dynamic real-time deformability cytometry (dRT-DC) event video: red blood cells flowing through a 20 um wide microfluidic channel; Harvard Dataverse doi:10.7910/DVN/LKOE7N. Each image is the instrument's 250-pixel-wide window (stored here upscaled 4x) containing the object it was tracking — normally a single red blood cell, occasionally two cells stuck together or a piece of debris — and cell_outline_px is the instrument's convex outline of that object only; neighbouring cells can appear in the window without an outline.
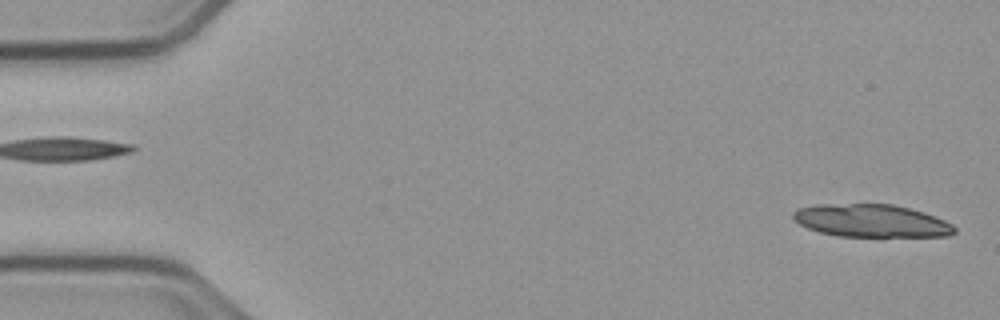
{"species": "common noctule bat (a hibernating species)", "species_latin": "Nyctalus noctula", "temperature_condition": "cold", "stored_images_in_passage": 53, "camera_frame_rate_fps": 3000, "um_per_image_px": 0.085, "animal": {"sex": "male", "body_mass_g": 23.1, "forearm_length_mm": 52.7}, "frame": {"image": 1, "passage_image": 1, "time_ms": 0.0, "image_size_px": [1000, 320], "cell_outline_px": [[956, 232], [948, 236], [836, 236], [820, 232], [808, 228], [800, 224], [792, 216], [792, 212], [796, 208], [816, 204], [892, 204], [924, 212], [944, 220], [952, 224], [956, 228]], "centroid_in_image_um": [74.04, 18.76], "position_along_channel_um": 11.0, "area_um2": 30.75}}
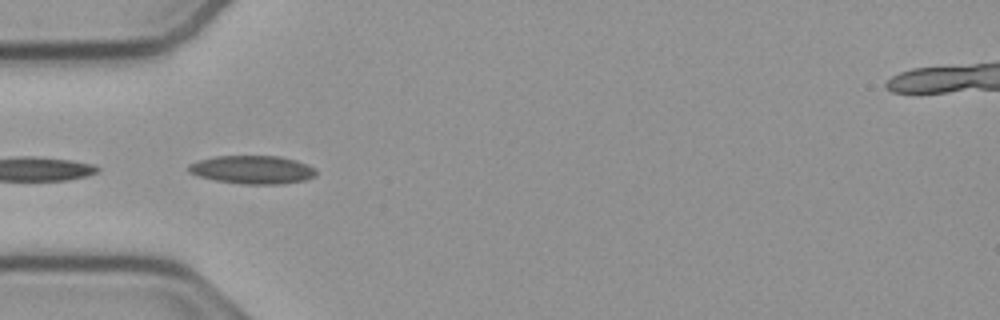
{"frame": {"image": 2, "passage_image": 16, "time_ms": 5.0, "image_size_px": [1000, 320], "cell_outline_px": [[316, 176], [304, 180], [280, 184], [244, 184], [216, 180], [200, 176], [188, 172], [188, 164], [200, 160], [216, 156], [280, 156], [296, 160], [308, 164], [316, 168]], "centroid_in_image_um": [21.49, 14.42], "position_along_channel_um": 63.5, "area_um2": 20.98}, "authors_computed_cell_mechanics": {"area_um2": 17.629, "velocity_mm_per_s": 3.78, "shape_relaxation_time_tau1_ms": 7.8859, "shape_relaxation_time_tau2_ms": null, "deformation_change_tau1": 0.1825, "deformation_change_tau2": null}}